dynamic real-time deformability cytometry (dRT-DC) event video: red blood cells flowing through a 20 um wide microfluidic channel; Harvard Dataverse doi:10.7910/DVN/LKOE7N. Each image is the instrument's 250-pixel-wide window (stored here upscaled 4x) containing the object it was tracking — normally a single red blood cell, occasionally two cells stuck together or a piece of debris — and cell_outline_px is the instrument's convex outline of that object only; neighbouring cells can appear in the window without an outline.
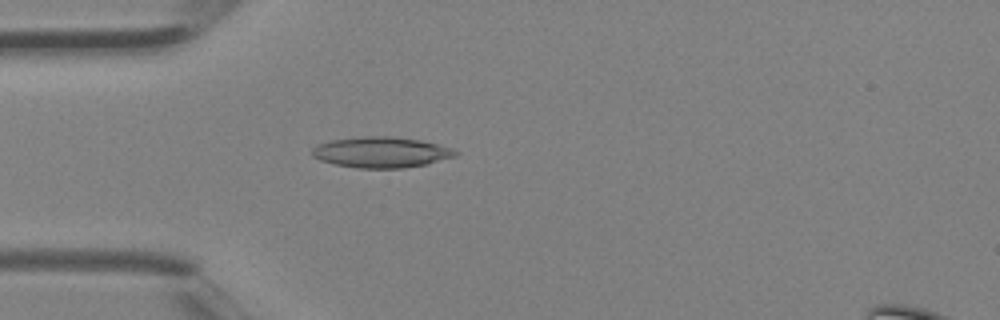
{"species": "Egyptian fruit bat (a non-hibernating species)", "species_latin": "Rousettus aegyptiacus", "temperature_condition": "room temperature", "stored_images_in_passage": 3, "camera_frame_rate_fps": 3000, "um_per_image_px": 0.085, "animal": {"sex": "female"}, "frame": {"image": 1, "passage_image": 3, "time_ms": 0.667, "image_size_px": [1000, 320], "cell_outline_px": [[460, 152], [456, 156], [428, 164], [404, 168], [356, 168], [336, 164], [320, 160], [312, 156], [312, 148], [316, 144], [332, 140], [360, 136], [388, 136], [420, 140], [436, 144]], "centroid_in_image_um": [32.38, 12.94], "position_along_channel_um": 52.6, "area_um2": 25.66}}